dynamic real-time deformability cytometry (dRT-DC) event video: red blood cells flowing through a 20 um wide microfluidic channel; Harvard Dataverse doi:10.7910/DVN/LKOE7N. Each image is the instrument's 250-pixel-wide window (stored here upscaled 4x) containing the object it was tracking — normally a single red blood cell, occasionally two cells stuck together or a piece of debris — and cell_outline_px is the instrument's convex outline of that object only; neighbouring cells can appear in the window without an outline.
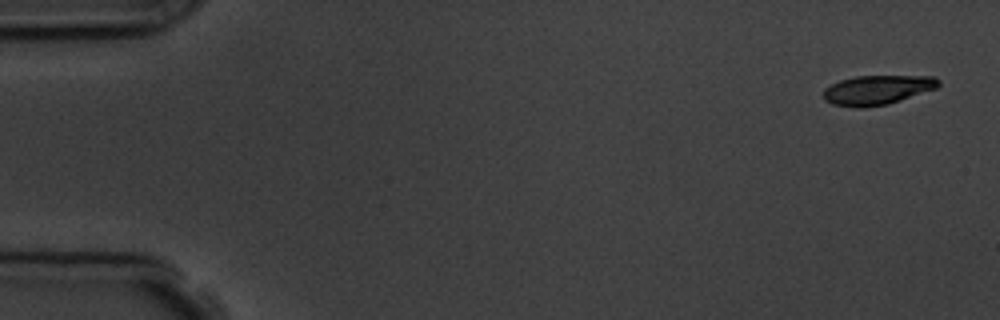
{"species": "common noctule bat (a hibernating species)", "species_latin": "Nyctalus noctula", "temperature_condition": "room temperature", "stored_images_in_passage": 5, "segment_of_instrument_passage": [1, 2], "camera_frame_rate_fps": 3000, "um_per_image_px": 0.085, "animal": {"sex": "male", "body_mass_g": 19.5, "forearm_length_mm": 54.6}, "frame": {"image": 1, "passage_image": 1, "time_ms": 0.0, "image_size_px": [1000, 320], "cell_outline_px": [[940, 84], [936, 88], [888, 104], [860, 108], [856, 108], [832, 104], [824, 100], [824, 88], [840, 80], [856, 76], [936, 76], [940, 80]], "centroid_in_image_um": [74.56, 7.64], "position_along_channel_um": 10.4, "area_um2": 19.71}}
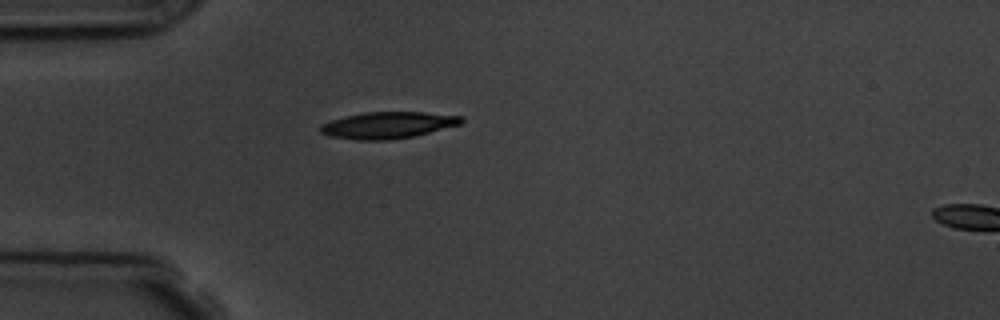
{"frame": {"image": 2, "passage_image": 4, "time_ms": 4.333, "image_size_px": [1000, 320], "cell_outline_px": [[464, 120], [460, 124], [416, 136], [388, 140], [356, 140], [332, 136], [320, 132], [320, 124], [332, 120], [364, 112], [424, 112], [464, 116]], "centroid_in_image_um": [33.01, 10.64], "position_along_channel_um": 52.0, "area_um2": 21.79}}